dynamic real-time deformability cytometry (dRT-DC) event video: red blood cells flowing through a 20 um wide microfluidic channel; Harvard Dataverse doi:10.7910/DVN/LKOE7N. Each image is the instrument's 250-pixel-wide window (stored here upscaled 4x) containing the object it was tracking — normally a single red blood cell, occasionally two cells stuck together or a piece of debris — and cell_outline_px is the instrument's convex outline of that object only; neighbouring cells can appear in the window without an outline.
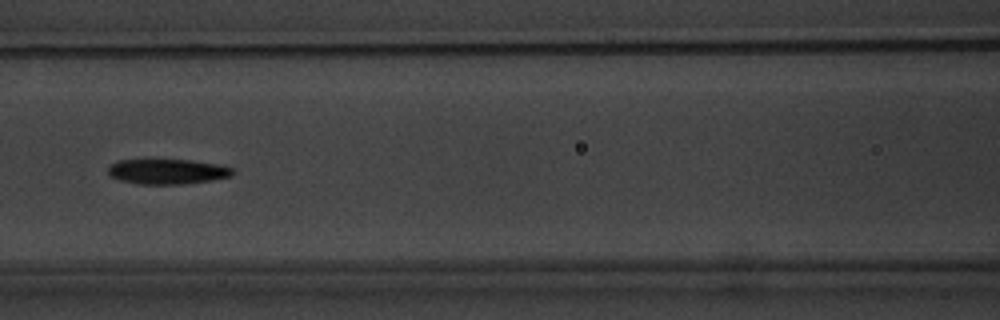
{"species": "common noctule bat (a hibernating species)", "species_latin": "Nyctalus noctula", "temperature_condition": "warm", "stored_images_in_passage": 35, "camera_frame_rate_fps": 3000, "um_per_image_px": 0.085, "animal": {"sex": "male", "body_mass_g": 20.1, "forearm_length_mm": 53.5}, "frame": {"image": 1, "passage_image": 11, "time_ms": 3.333, "image_size_px": [1000, 320], "cell_outline_px": [[236, 172], [232, 176], [212, 180], [180, 184], [136, 184], [120, 180], [108, 176], [108, 168], [116, 160], [192, 160], [220, 164], [236, 168]], "centroid_in_image_um": [14.27, 14.58], "position_along_channel_um": 152.3, "area_um2": 18.5}, "authors_computed_cell_mechanics": {"area_um2": 18.785, "velocity_mm_per_s": 3.5466, "shape_relaxation_time_tau1_ms": 3.0537, "shape_relaxation_time_tau2_ms": 6.0265, "deformation_change_tau1": 0.1741, "deformation_change_tau2": 0.1342}}